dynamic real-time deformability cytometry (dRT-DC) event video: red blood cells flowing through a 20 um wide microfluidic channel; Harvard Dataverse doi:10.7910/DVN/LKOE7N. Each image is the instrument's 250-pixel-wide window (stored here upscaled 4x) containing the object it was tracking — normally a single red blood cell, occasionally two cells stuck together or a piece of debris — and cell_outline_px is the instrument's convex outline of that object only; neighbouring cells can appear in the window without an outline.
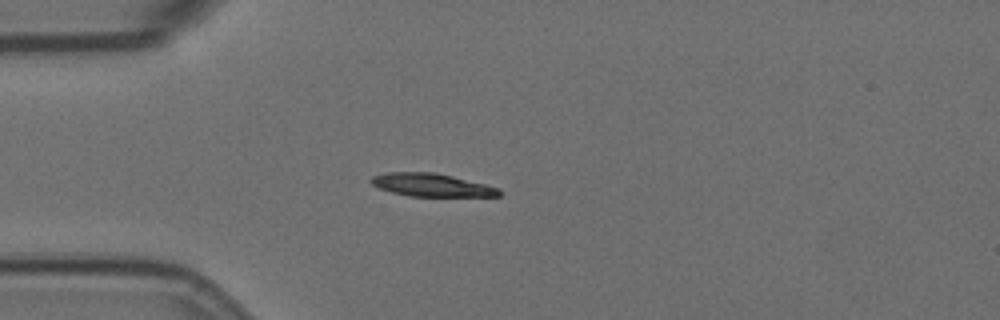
{"species": "Egyptian fruit bat (a non-hibernating species)", "species_latin": "Rousettus aegyptiacus", "temperature_condition": "room temperature", "stored_images_in_passage": 56, "camera_frame_rate_fps": 3000, "um_per_image_px": 0.085, "animal": {"sex": "female"}, "frame": {"image": 1, "passage_image": 15, "time_ms": 4.667, "image_size_px": [1000, 320], "cell_outline_px": [[504, 192], [500, 196], [408, 196], [392, 192], [380, 188], [372, 184], [368, 180], [372, 176], [384, 172], [436, 172], [500, 188]], "centroid_in_image_um": [36.68, 15.72], "position_along_channel_um": 48.3, "area_um2": 17.22}}
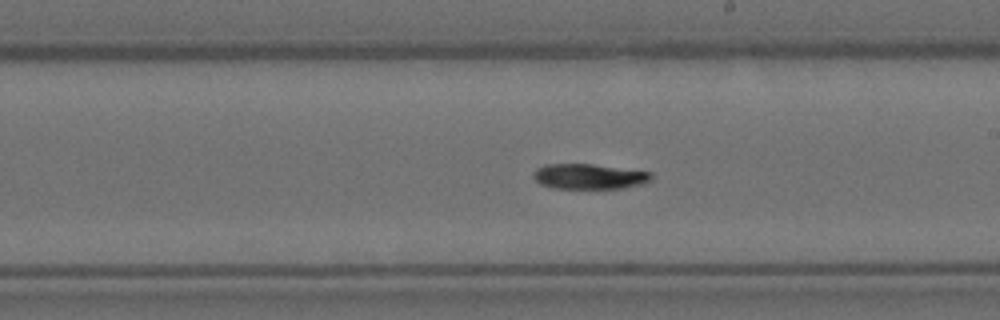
{"frame": {"image": 2, "passage_image": 32, "time_ms": 10.333, "image_size_px": [1000, 320], "cell_outline_px": [[652, 180], [640, 184], [624, 188], [552, 188], [540, 184], [532, 176], [532, 172], [536, 168], [544, 164], [592, 164], [652, 172]], "centroid_in_image_um": [50.04, 14.99], "position_along_channel_um": 239.0, "area_um2": 17.4}}
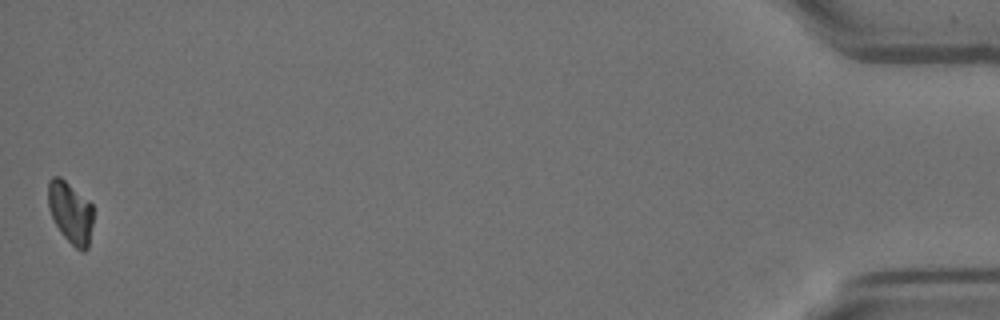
{"frame": {"image": 3, "passage_image": 56, "time_ms": 18.333, "image_size_px": [1000, 320], "cell_outline_px": [[92, 224], [88, 248], [84, 252], [80, 252], [60, 232], [48, 208], [48, 180], [52, 176], [60, 176], [88, 200], [92, 204]], "centroid_in_image_um": [5.98, 18.05], "position_along_channel_um": 429.2, "area_um2": 16.18}, "authors_computed_cell_mechanics": {"area_um2": 17.6001, "velocity_mm_per_s": 3.5901, "shape_relaxation_time_tau1_ms": 4.2921, "shape_relaxation_time_tau2_ms": null, "deformation_change_tau1": 0.1656, "deformation_change_tau2": null}}